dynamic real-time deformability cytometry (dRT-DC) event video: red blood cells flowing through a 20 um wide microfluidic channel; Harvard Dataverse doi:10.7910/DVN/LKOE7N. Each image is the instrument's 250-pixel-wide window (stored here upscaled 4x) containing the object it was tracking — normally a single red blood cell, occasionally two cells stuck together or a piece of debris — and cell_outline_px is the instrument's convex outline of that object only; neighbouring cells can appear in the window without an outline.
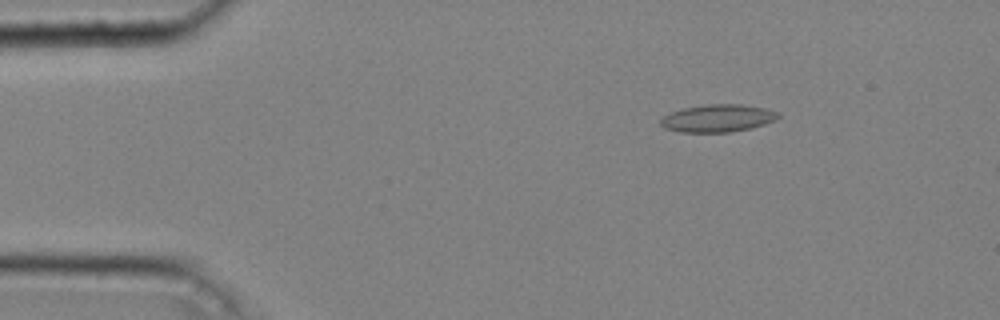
{"species": "common noctule bat (a hibernating species)", "species_latin": "Nyctalus noctula", "temperature_condition": "cold", "stored_images_in_passage": 3, "camera_frame_rate_fps": 3000, "um_per_image_px": 0.085, "animal": {"sex": "male", "body_mass_g": 20.4}, "frame": {"image": 1, "passage_image": 1, "time_ms": 0.0, "image_size_px": [1000, 320], "cell_outline_px": [[780, 116], [776, 120], [752, 128], [732, 132], [680, 132], [664, 128], [660, 124], [660, 120], [664, 116], [672, 112], [684, 108], [704, 104], [740, 104], [764, 108], [780, 112]], "centroid_in_image_um": [61.03, 10.05], "position_along_channel_um": 24.0, "area_um2": 18.96}}